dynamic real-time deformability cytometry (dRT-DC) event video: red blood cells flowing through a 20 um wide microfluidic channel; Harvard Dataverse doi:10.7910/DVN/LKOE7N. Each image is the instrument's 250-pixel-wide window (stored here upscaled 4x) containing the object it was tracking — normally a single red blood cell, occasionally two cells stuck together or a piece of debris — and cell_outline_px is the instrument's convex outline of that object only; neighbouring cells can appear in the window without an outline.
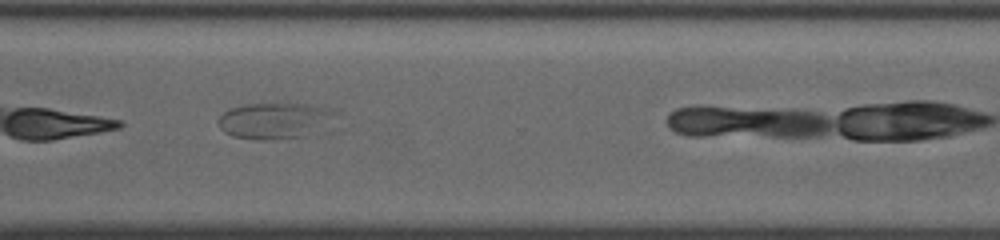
{"species": "common noctule bat (a hibernating species)", "species_latin": "Nyctalus noctula", "temperature_condition": "cold", "stored_images_in_passage": 31, "camera_frame_rate_fps": 3000, "um_per_image_px": 0.085, "animal": {"sex": "female", "body_mass_g": 19.5, "forearm_length_mm": 54.1}, "frame": {"image": 1, "passage_image": 27, "time_ms": 8.667, "image_size_px": [1000, 240], "cell_outline_px": [[332, 112], [304, 136], [272, 140], [260, 140], [232, 136], [224, 132], [220, 128], [220, 116], [224, 112], [232, 108], [248, 104], [304, 104], [320, 108]], "centroid_in_image_um": [23.08, 10.27], "position_along_channel_um": 347.5, "area_um2": 22.77}}